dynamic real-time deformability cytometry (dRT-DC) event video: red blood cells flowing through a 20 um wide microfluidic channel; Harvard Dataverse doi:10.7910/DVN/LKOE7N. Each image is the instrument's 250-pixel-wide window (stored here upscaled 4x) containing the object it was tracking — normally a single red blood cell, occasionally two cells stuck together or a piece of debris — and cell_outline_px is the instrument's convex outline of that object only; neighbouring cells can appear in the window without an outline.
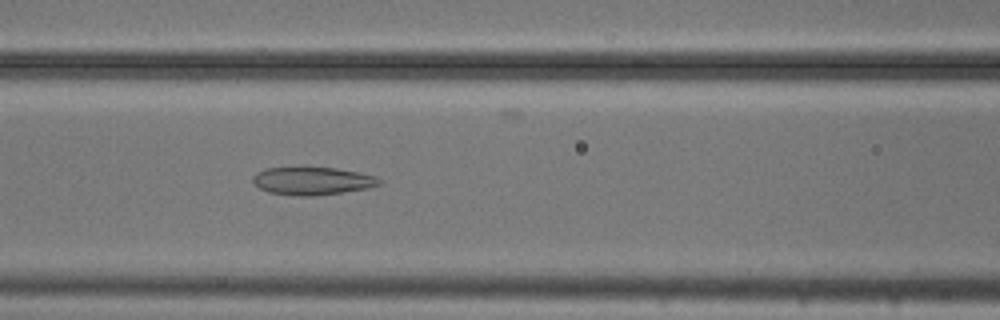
{"species": "common noctule bat (a hibernating species)", "species_latin": "Nyctalus noctula", "temperature_condition": "cold", "stored_images_in_passage": 53, "camera_frame_rate_fps": 3000, "um_per_image_px": 0.085, "animal": {"sex": "male", "body_mass_g": 20.5, "forearm_length_mm": 52.5}, "frame": {"image": 1, "passage_image": 22, "time_ms": 7.0, "image_size_px": [1000, 320], "cell_outline_px": [[380, 184], [368, 188], [312, 196], [300, 196], [268, 192], [260, 188], [252, 180], [252, 176], [256, 172], [264, 168], [300, 164], [336, 168], [360, 172], [376, 176], [380, 180]], "centroid_in_image_um": [26.49, 15.31], "position_along_channel_um": 140.1, "area_um2": 21.33}}
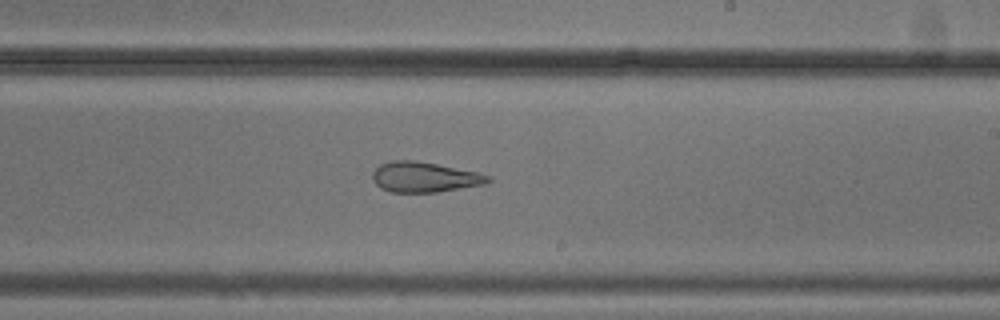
{"frame": {"image": 2, "passage_image": 31, "time_ms": 10.0, "image_size_px": [1000, 320], "cell_outline_px": [[492, 180], [488, 184], [436, 192], [392, 192], [380, 188], [372, 180], [372, 172], [380, 164], [392, 160], [412, 160], [436, 164], [476, 172], [492, 176]], "centroid_in_image_um": [36.08, 15.06], "position_along_channel_um": 252.9, "area_um2": 20.4}}
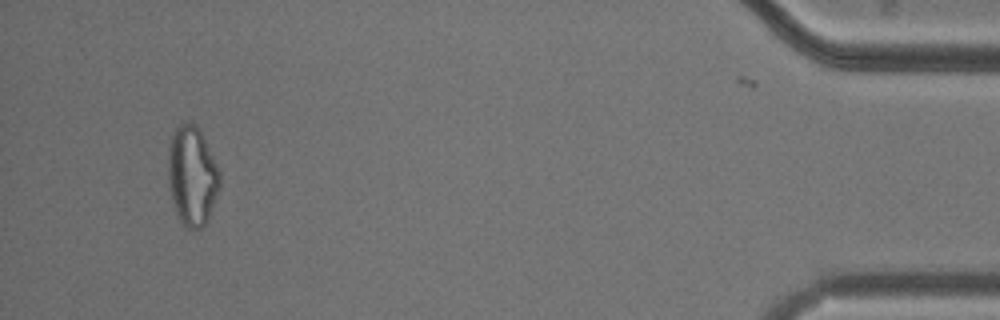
{"frame": {"image": 3, "passage_image": 50, "time_ms": 16.333, "image_size_px": [1000, 320], "cell_outline_px": [[220, 188], [208, 220], [200, 228], [188, 228], [180, 220], [176, 212], [172, 200], [168, 180], [168, 144], [176, 124], [184, 120], [196, 124], [200, 128], [220, 172]], "centroid_in_image_um": [16.32, 14.87], "position_along_channel_um": 418.9, "area_um2": 30.35}, "authors_computed_cell_mechanics": {"area_um2": 27.2238, "velocity_mm_per_s": 3.7525, "shape_relaxation_time_tau1_ms": null, "shape_relaxation_time_tau2_ms": 3.982, "deformation_change_tau1": null, "deformation_change_tau2": 0.1484}}